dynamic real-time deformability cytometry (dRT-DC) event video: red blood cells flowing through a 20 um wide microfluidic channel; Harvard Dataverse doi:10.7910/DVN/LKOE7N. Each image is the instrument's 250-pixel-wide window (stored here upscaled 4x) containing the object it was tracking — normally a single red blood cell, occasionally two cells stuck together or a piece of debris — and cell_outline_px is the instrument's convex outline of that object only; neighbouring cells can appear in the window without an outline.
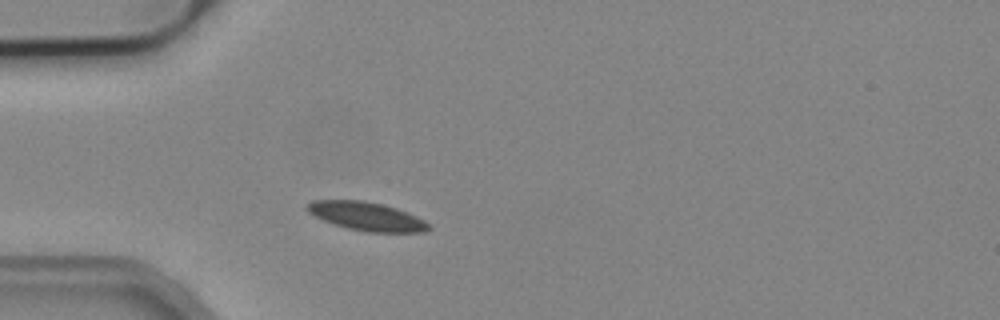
{"species": "common noctule bat (a hibernating species)", "species_latin": "Nyctalus noctula", "temperature_condition": "cold", "stored_images_in_passage": 1, "camera_frame_rate_fps": 3000, "um_per_image_px": 0.085, "animal": {"sex": "male", "body_mass_g": 19.2, "forearm_length_mm": 51.8}, "frame": {"image": 1, "passage_image": 1, "time_ms": 0.0, "image_size_px": [1000, 320], "cell_outline_px": [[432, 228], [424, 232], [368, 232], [348, 228], [324, 220], [308, 212], [304, 208], [304, 204], [312, 200], [364, 200], [396, 208], [416, 216], [424, 220]], "centroid_in_image_um": [31.14, 18.38], "position_along_channel_um": 53.9, "area_um2": 20.11}}